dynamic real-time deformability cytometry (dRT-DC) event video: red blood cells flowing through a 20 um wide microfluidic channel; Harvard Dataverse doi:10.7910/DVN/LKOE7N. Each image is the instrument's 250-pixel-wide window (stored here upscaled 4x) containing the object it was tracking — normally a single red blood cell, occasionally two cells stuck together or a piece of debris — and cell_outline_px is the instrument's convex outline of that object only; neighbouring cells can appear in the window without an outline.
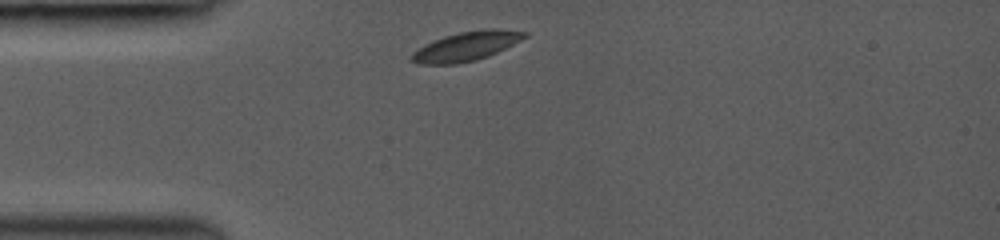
{"species": "common noctule bat (a hibernating species)", "species_latin": "Nyctalus noctula", "temperature_condition": "room temperature", "stored_images_in_passage": 6, "camera_frame_rate_fps": 3000, "um_per_image_px": 0.085, "animal": {"sex": "female", "body_mass_g": 19.0, "forearm_length_mm": 53.3}, "frame": {"image": 1, "passage_image": 1, "time_ms": 0.0, "image_size_px": [1000, 240], "cell_outline_px": [[528, 36], [488, 56], [476, 60], [456, 64], [416, 64], [408, 60], [408, 56], [412, 52], [424, 44], [444, 36], [460, 32], [488, 28], [528, 32]], "centroid_in_image_um": [39.55, 3.95], "position_along_channel_um": 45.5, "area_um2": 19.19}}
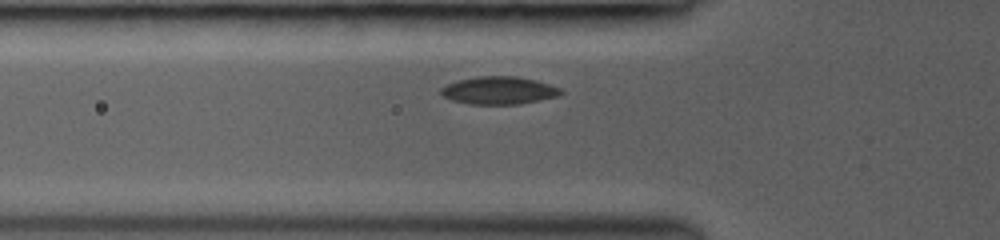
{"frame": {"image": 2, "passage_image": 5, "time_ms": 1.333, "image_size_px": [1000, 240], "cell_outline_px": [[564, 92], [560, 96], [520, 104], [468, 104], [452, 100], [444, 96], [440, 92], [440, 88], [456, 80], [476, 76], [520, 76], [536, 80], [560, 88]], "centroid_in_image_um": [42.42, 7.68], "position_along_channel_um": 83.4, "area_um2": 19.54}}